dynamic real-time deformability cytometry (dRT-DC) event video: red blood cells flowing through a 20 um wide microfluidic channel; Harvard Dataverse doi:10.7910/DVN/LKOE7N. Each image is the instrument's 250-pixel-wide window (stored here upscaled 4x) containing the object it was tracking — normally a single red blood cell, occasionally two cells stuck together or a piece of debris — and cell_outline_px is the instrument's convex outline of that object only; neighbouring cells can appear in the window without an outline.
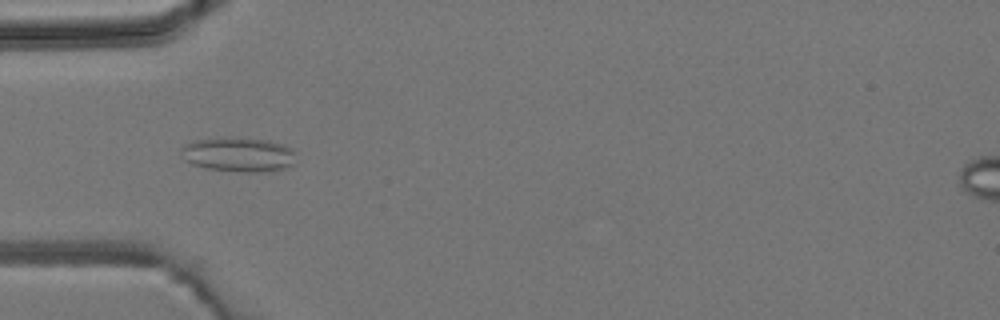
{"species": "common noctule bat (a hibernating species)", "species_latin": "Nyctalus noctula", "temperature_condition": "room temperature", "stored_images_in_passage": 4, "camera_frame_rate_fps": 3000, "um_per_image_px": 0.085, "animal": {"sex": "male", "body_mass_g": 19.2, "forearm_length_mm": 51.8}, "frame": {"image": 1, "passage_image": 4, "time_ms": 3.333, "image_size_px": [1000, 320], "cell_outline_px": [[296, 152], [292, 164], [288, 168], [276, 172], [244, 172], [204, 168], [192, 164], [184, 160], [180, 148], [184, 144], [192, 140], [268, 140], [284, 144], [292, 148]], "centroid_in_image_um": [20.32, 13.19], "position_along_channel_um": 64.7, "area_um2": 22.72}}